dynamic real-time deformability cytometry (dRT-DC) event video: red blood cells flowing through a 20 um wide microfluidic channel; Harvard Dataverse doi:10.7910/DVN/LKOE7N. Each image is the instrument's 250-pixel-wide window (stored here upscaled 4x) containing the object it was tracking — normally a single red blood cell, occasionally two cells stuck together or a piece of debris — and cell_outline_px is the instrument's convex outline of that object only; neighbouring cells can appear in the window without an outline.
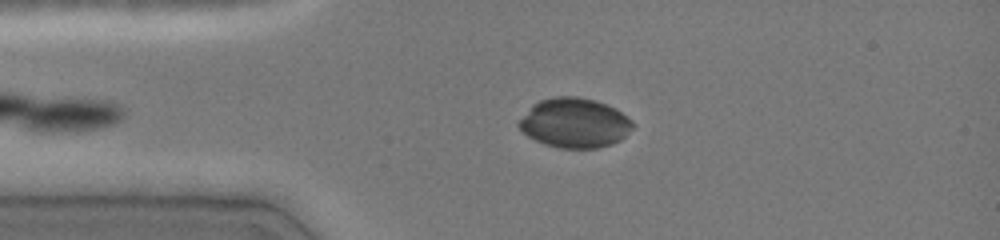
{"species": "common noctule bat (a hibernating species)", "species_latin": "Nyctalus noctula", "temperature_condition": "cold", "stored_images_in_passage": 36, "camera_frame_rate_fps": 3000, "um_per_image_px": 0.085, "animal": {"sex": "female", "body_mass_g": 19.0, "forearm_length_mm": 51.5}, "frame": {"image": 1, "passage_image": 9, "time_ms": 2.667, "image_size_px": [1000, 240], "cell_outline_px": [[636, 124], [620, 140], [612, 144], [596, 148], [560, 148], [544, 144], [528, 136], [516, 124], [532, 104], [540, 100], [556, 96], [576, 96], [596, 100], [616, 108], [632, 120]], "centroid_in_image_um": [48.85, 10.44], "position_along_channel_um": 36.2, "area_um2": 33.0}}
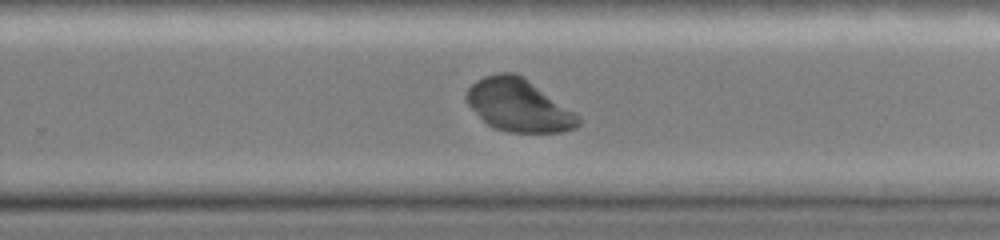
{"frame": {"image": 2, "passage_image": 29, "time_ms": 9.333, "image_size_px": [1000, 240], "cell_outline_px": [[580, 124], [576, 128], [560, 132], [508, 132], [496, 128], [488, 124], [468, 104], [464, 96], [468, 88], [476, 80], [484, 76], [496, 72], [516, 72], [524, 76], [576, 112], [580, 116]], "centroid_in_image_um": [44.11, 8.92], "position_along_channel_um": 285.7, "area_um2": 34.45}}
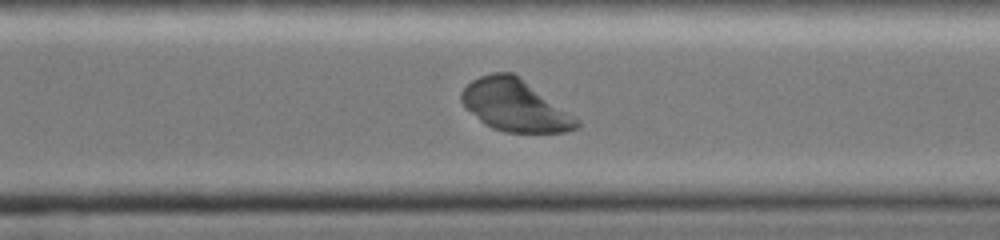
{"frame": {"image": 3, "passage_image": 32, "time_ms": 10.333, "image_size_px": [1000, 240], "cell_outline_px": [[580, 128], [564, 132], [504, 132], [492, 128], [484, 124], [460, 100], [460, 92], [472, 80], [480, 76], [492, 72], [512, 72], [580, 120]], "centroid_in_image_um": [43.77, 8.97], "position_along_channel_um": 326.8, "area_um2": 34.28}}